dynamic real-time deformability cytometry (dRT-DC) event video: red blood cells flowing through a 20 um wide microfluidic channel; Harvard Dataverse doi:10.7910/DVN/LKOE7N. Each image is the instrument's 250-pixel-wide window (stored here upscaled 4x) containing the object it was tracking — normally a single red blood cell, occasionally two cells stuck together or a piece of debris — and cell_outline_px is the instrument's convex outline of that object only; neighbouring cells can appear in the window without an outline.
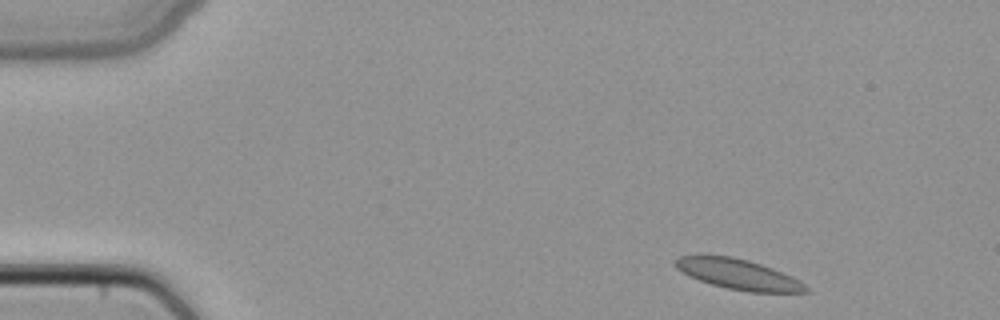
{"species": "common noctule bat (a hibernating species)", "species_latin": "Nyctalus noctula", "temperature_condition": "cold", "stored_images_in_passage": 44, "camera_frame_rate_fps": 3000, "um_per_image_px": 0.085, "animal": {"sex": "female", "body_mass_g": 22.7, "forearm_length_mm": 54.2}, "frame": {"image": 1, "passage_image": 1, "time_ms": 0.0, "image_size_px": [1000, 320], "cell_outline_px": [[808, 292], [748, 292], [728, 288], [712, 284], [688, 276], [676, 268], [672, 264], [680, 256], [704, 252], [732, 256], [748, 260], [772, 268], [792, 276], [800, 280], [808, 288]], "centroid_in_image_um": [62.67, 23.26], "position_along_channel_um": 22.3, "area_um2": 23.52}}
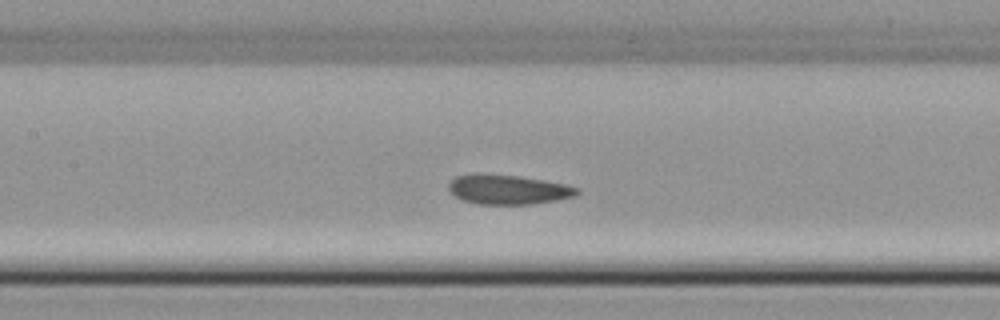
{"frame": {"image": 2, "passage_image": 18, "time_ms": 5.667, "image_size_px": [1000, 320], "cell_outline_px": [[580, 192], [576, 196], [556, 200], [532, 204], [476, 204], [464, 200], [456, 196], [448, 188], [448, 184], [456, 176], [476, 172], [480, 172], [520, 176], [544, 180], [564, 184], [580, 188]], "centroid_in_image_um": [43.19, 16.09], "position_along_channel_um": 164.2, "area_um2": 22.37}}
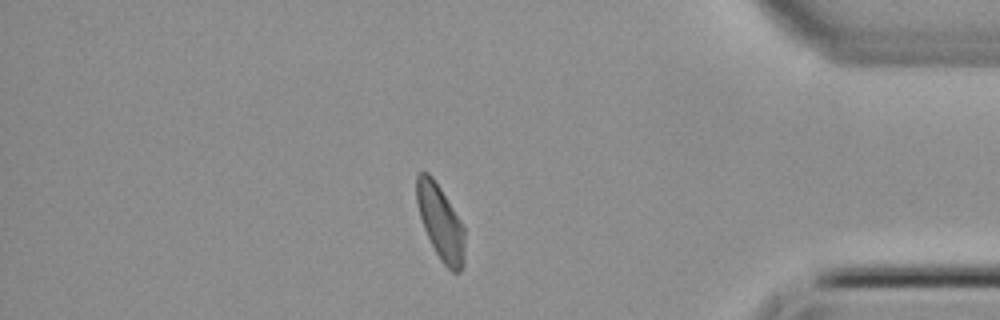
{"frame": {"image": 3, "passage_image": 37, "time_ms": 12.0, "image_size_px": [1000, 320], "cell_outline_px": [[464, 264], [460, 272], [452, 272], [440, 260], [424, 228], [416, 204], [416, 176], [420, 172], [428, 172], [432, 176], [440, 188], [460, 220], [464, 228]], "centroid_in_image_um": [37.43, 18.9], "position_along_channel_um": 397.8, "area_um2": 20.75}}